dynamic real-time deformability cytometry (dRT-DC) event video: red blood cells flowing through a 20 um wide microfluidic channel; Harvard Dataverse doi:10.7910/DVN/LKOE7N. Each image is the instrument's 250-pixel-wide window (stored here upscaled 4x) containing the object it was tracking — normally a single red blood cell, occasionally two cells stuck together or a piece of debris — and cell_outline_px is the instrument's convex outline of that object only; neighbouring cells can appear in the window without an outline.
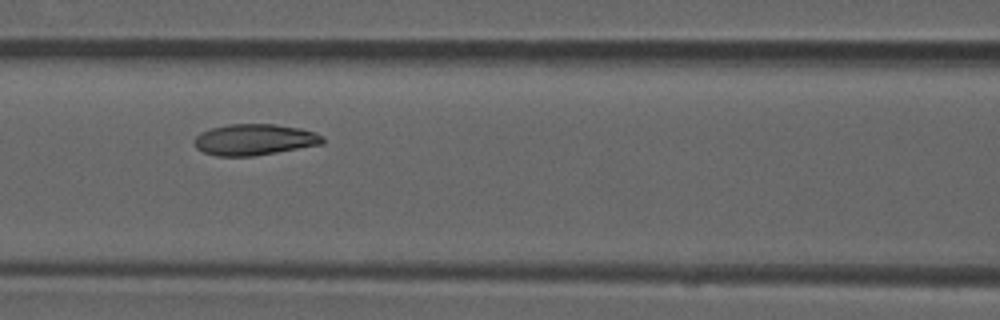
{"species": "common noctule bat (a hibernating species)", "species_latin": "Nyctalus noctula", "temperature_condition": "room temperature", "stored_images_in_passage": 4, "camera_frame_rate_fps": 3000, "um_per_image_px": 0.085, "animal": {"sex": "male", "forearm_length_mm": 52.5}, "frame": {"image": 1, "passage_image": 3, "time_ms": 0.667, "image_size_px": [1000, 320], "cell_outline_px": [[324, 144], [256, 156], [216, 156], [204, 152], [196, 148], [192, 140], [200, 132], [212, 128], [228, 124], [276, 124], [300, 128], [316, 132], [324, 136]], "centroid_in_image_um": [21.64, 11.87], "position_along_channel_um": 145.0, "area_um2": 23.64}}
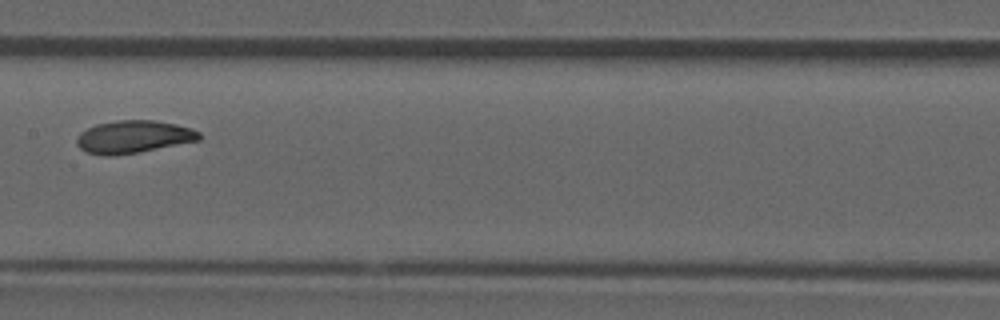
{"frame": {"image": 2, "passage_image": 4, "time_ms": 1.0, "image_size_px": [1000, 320], "cell_outline_px": [[200, 140], [136, 152], [112, 156], [104, 156], [88, 152], [80, 148], [76, 144], [76, 140], [80, 132], [96, 124], [116, 120], [152, 120], [176, 124], [192, 128], [200, 132]], "centroid_in_image_um": [11.33, 11.62], "position_along_channel_um": 196.1, "area_um2": 23.12}}